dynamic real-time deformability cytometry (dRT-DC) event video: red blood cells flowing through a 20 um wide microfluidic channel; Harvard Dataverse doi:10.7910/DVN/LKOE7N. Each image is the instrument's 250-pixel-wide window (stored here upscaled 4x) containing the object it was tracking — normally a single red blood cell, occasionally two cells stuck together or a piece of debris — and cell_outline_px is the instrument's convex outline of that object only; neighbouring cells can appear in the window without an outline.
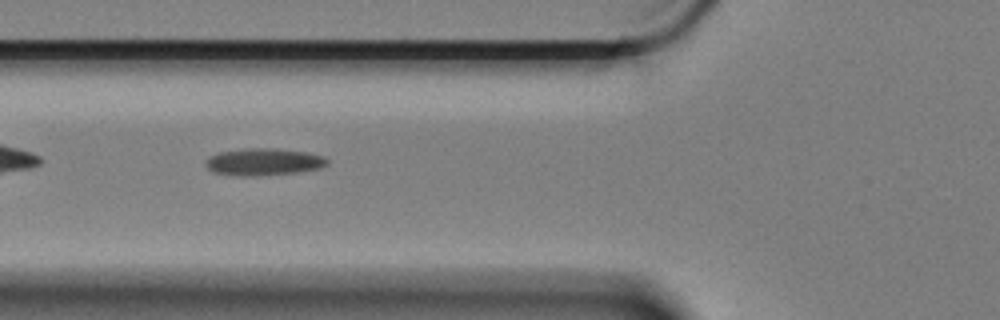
{"species": "Egyptian fruit bat (a non-hibernating species)", "species_latin": "Rousettus aegyptiacus", "temperature_condition": "cold", "stored_images_in_passage": 40, "camera_frame_rate_fps": 3000, "um_per_image_px": 0.085, "animal": {"sex": "female"}, "frame": {"image": 1, "passage_image": 6, "time_ms": 1.667, "image_size_px": [1000, 320], "cell_outline_px": [[328, 164], [320, 168], [296, 172], [252, 176], [240, 176], [212, 172], [204, 164], [204, 160], [208, 156], [220, 152], [248, 148], [268, 148], [308, 152], [324, 156], [328, 160]], "centroid_in_image_um": [22.38, 13.76], "position_along_channel_um": 103.4, "area_um2": 19.19}}
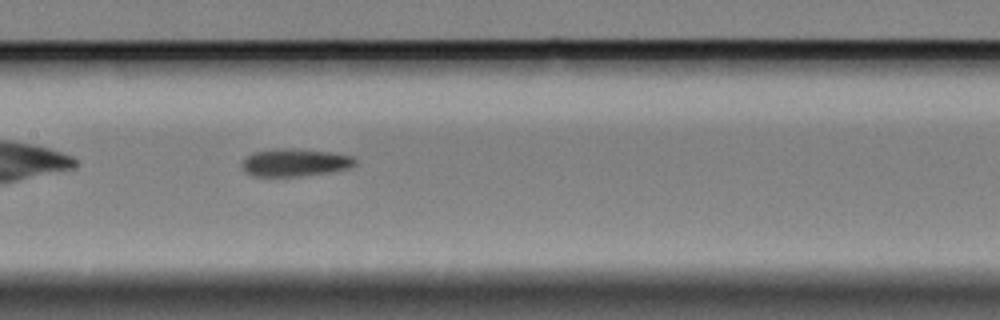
{"frame": {"image": 2, "passage_image": 13, "time_ms": 4.0, "image_size_px": [1000, 320], "cell_outline_px": [[356, 164], [348, 168], [328, 172], [296, 176], [256, 176], [244, 172], [244, 160], [252, 152], [276, 148], [292, 148], [332, 152], [352, 156], [356, 160]], "centroid_in_image_um": [25.08, 13.8], "position_along_channel_um": 182.3, "area_um2": 18.03}}
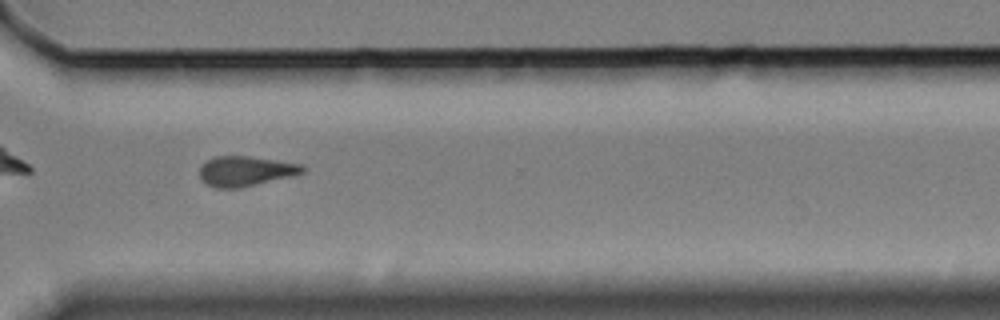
{"frame": {"image": 3, "passage_image": 28, "time_ms": 9.0, "image_size_px": [1000, 320], "cell_outline_px": [[304, 172], [292, 176], [240, 188], [216, 188], [200, 180], [200, 164], [216, 156], [248, 156], [300, 164], [304, 168]], "centroid_in_image_um": [20.83, 14.55], "position_along_channel_um": 349.8, "area_um2": 17.86}}